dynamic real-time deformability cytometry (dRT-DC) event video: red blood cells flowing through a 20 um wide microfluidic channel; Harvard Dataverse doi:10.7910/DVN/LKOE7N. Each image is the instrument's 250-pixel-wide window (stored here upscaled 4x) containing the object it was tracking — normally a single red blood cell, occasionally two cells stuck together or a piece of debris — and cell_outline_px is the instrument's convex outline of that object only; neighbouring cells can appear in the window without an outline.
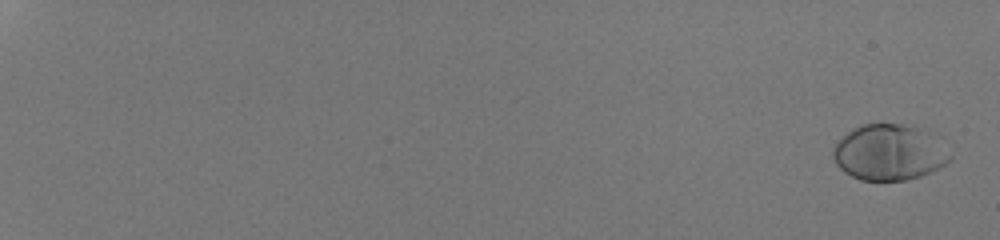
{"species": "human", "species_latin": "Homo sapiens", "temperature_condition": "room temperature", "stored_images_in_passage": 56, "camera_frame_rate_fps": 3000, "um_per_image_px": 0.085, "donor": {"sex": "male"}, "frame": {"image": 1, "passage_image": 2, "time_ms": 0.333, "image_size_px": [1000, 240], "cell_outline_px": [[952, 160], [920, 176], [908, 180], [860, 180], [844, 172], [836, 164], [832, 156], [832, 148], [852, 128], [860, 124], [900, 124], [916, 128], [924, 132], [952, 156]], "centroid_in_image_um": [75.48, 12.98], "position_along_channel_um": 9.5, "area_um2": 37.11}}
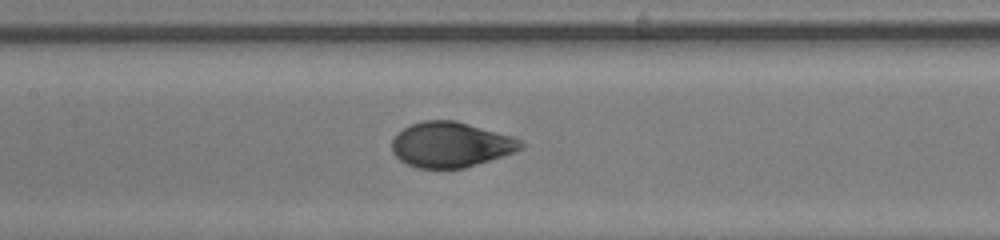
{"frame": {"image": 2, "passage_image": 33, "time_ms": 10.667, "image_size_px": [1000, 240], "cell_outline_px": [[528, 144], [524, 148], [464, 168], [416, 168], [400, 160], [392, 152], [392, 140], [396, 132], [412, 124], [424, 120], [456, 120], [512, 136]], "centroid_in_image_um": [38.3, 12.28], "position_along_channel_um": 169.1, "area_um2": 33.93}}
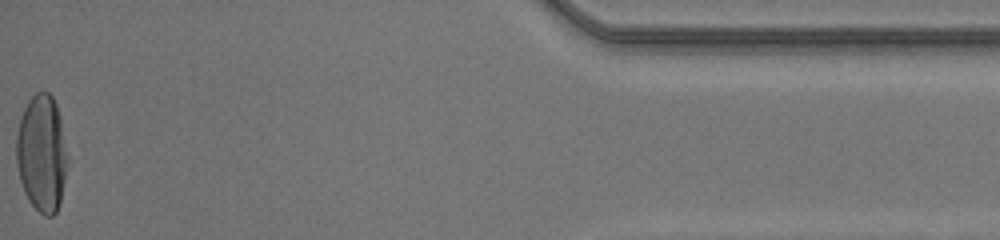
{"frame": {"image": 3, "passage_image": 56, "time_ms": 18.333, "image_size_px": [1000, 240], "cell_outline_px": [[68, 160], [60, 204], [56, 212], [52, 216], [44, 216], [28, 200], [24, 192], [20, 180], [16, 164], [16, 136], [20, 116], [28, 100], [36, 92], [48, 92], [52, 96], [56, 104], [60, 116]], "centroid_in_image_um": [3.54, 13.03], "position_along_channel_um": 431.7, "area_um2": 35.08}, "authors_computed_cell_mechanics": {"area_um2": 35.1713, "velocity_mm_per_s": 4.2073, "shape_relaxation_time_tau1_ms": 3.6641, "shape_relaxation_time_tau2_ms": null, "deformation_change_tau1": 0.2037, "deformation_change_tau2": null}}